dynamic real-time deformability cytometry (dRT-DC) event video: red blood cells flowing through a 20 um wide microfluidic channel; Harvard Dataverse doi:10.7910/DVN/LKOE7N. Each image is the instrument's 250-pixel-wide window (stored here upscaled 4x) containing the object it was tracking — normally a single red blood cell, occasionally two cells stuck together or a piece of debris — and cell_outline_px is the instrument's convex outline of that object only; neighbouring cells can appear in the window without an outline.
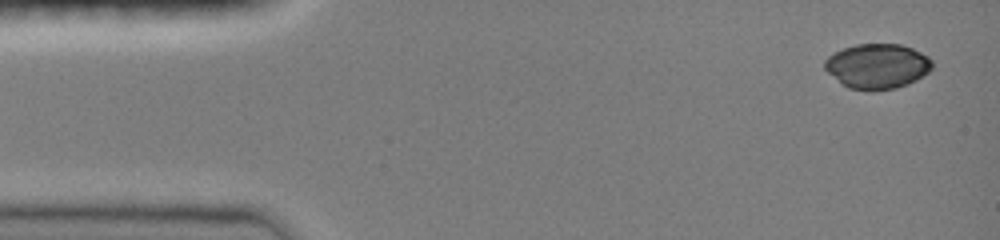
{"species": "common noctule bat (a hibernating species)", "species_latin": "Nyctalus noctula", "temperature_condition": "room temperature", "stored_images_in_passage": 9, "camera_frame_rate_fps": 3000, "um_per_image_px": 0.085, "animal": {"sex": "female", "body_mass_g": 19.0, "forearm_length_mm": 51.5}, "frame": {"image": 1, "passage_image": 1, "time_ms": 0.0, "image_size_px": [1000, 240], "cell_outline_px": [[932, 68], [928, 72], [916, 80], [908, 84], [896, 88], [872, 92], [848, 88], [828, 72], [824, 68], [824, 60], [832, 52], [856, 44], [900, 44], [912, 48], [928, 56], [932, 60]], "centroid_in_image_um": [74.56, 5.63], "position_along_channel_um": 10.4, "area_um2": 28.38}}
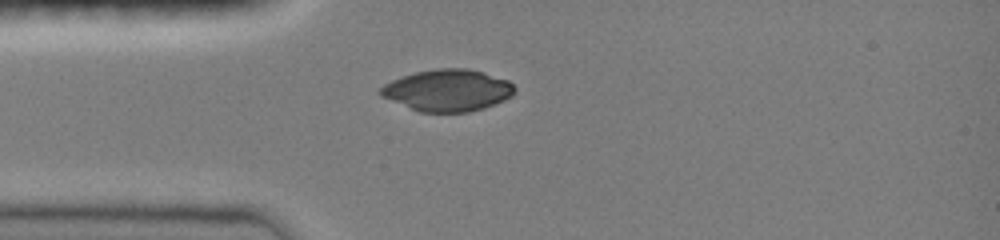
{"frame": {"image": 2, "passage_image": 8, "time_ms": 2.333, "image_size_px": [1000, 240], "cell_outline_px": [[516, 92], [512, 96], [504, 100], [484, 108], [468, 112], [420, 112], [380, 96], [376, 92], [384, 84], [392, 80], [416, 72], [436, 68], [468, 68], [484, 72], [508, 80], [516, 88]], "centroid_in_image_um": [38.06, 7.67], "position_along_channel_um": 46.9, "area_um2": 32.77}}